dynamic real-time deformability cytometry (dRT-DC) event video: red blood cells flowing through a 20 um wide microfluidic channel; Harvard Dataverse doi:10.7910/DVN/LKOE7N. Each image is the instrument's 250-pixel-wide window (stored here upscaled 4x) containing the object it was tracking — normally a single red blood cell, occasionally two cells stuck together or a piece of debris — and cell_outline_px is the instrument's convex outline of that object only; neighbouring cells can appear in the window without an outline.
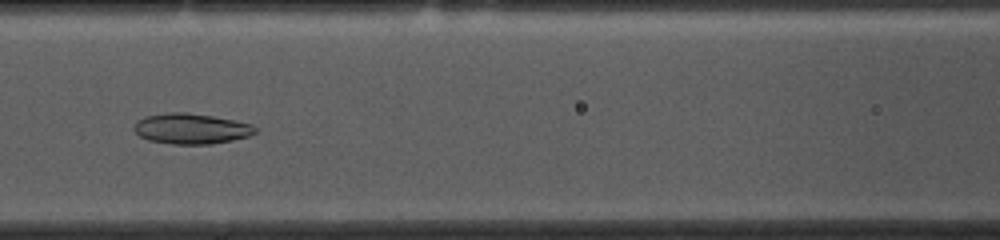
{"species": "common noctule bat (a hibernating species)", "species_latin": "Nyctalus noctula", "temperature_condition": "cold", "stored_images_in_passage": 53, "camera_frame_rate_fps": 3000, "um_per_image_px": 0.085, "animal": {"sex": "female", "body_mass_g": 10.0, "forearm_length_mm": 53.1}, "frame": {"image": 1, "passage_image": 22, "time_ms": 7.0, "image_size_px": [1000, 240], "cell_outline_px": [[256, 132], [248, 136], [232, 140], [212, 144], [172, 144], [148, 140], [140, 136], [132, 128], [136, 120], [144, 116], [168, 112], [184, 112], [212, 116], [252, 124], [256, 128]], "centroid_in_image_um": [16.2, 10.93], "position_along_channel_um": 150.4, "area_um2": 21.56}}
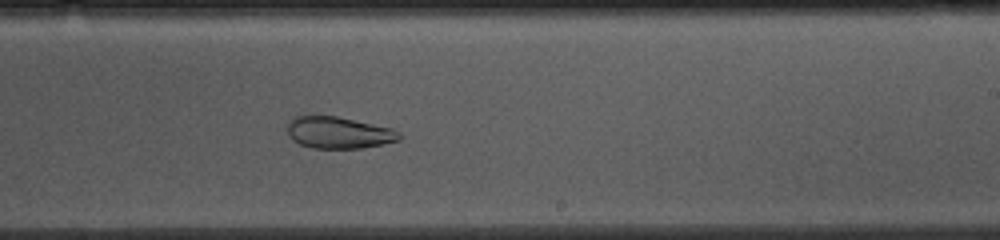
{"frame": {"image": 2, "passage_image": 31, "time_ms": 10.0, "image_size_px": [1000, 240], "cell_outline_px": [[404, 136], [400, 140], [384, 144], [364, 148], [312, 148], [300, 144], [292, 140], [288, 136], [288, 120], [296, 116], [336, 116], [392, 128], [400, 132]], "centroid_in_image_um": [28.81, 11.28], "position_along_channel_um": 260.2, "area_um2": 20.87}}
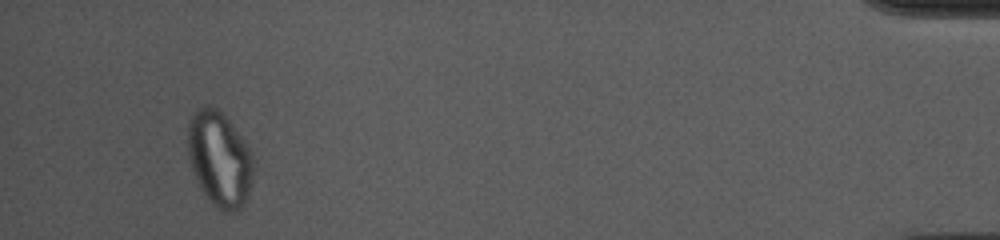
{"frame": {"image": 3, "passage_image": 50, "time_ms": 16.333, "image_size_px": [1000, 240], "cell_outline_px": [[252, 180], [248, 196], [240, 212], [220, 212], [212, 204], [200, 188], [192, 168], [188, 156], [188, 124], [192, 116], [204, 104], [208, 104], [216, 108], [232, 124], [244, 140], [252, 152]], "centroid_in_image_um": [18.67, 13.56], "position_along_channel_um": 416.5, "area_um2": 36.41}, "authors_computed_cell_mechanics": {"area_um2": 26.1256, "velocity_mm_per_s": 3.6698, "shape_relaxation_time_tau1_ms": null, "shape_relaxation_time_tau2_ms": 2.9378, "deformation_change_tau1": null, "deformation_change_tau2": 0.0804}}